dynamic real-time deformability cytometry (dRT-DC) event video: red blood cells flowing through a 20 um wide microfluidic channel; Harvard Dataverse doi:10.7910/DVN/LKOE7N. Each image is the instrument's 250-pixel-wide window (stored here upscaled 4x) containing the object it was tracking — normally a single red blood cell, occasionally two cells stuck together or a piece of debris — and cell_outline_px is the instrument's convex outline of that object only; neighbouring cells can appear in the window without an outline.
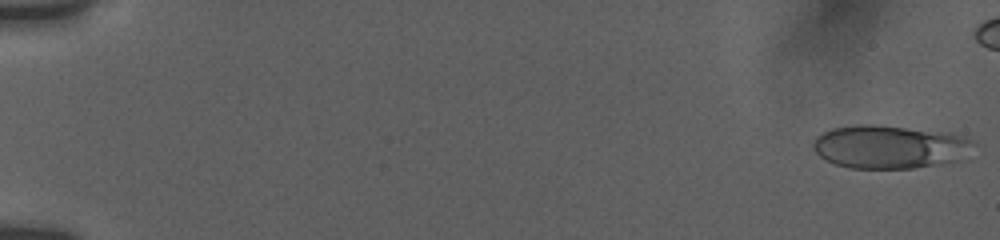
{"species": "human", "species_latin": "Homo sapiens", "temperature_condition": "room temperature", "stored_images_in_passage": 52, "camera_frame_rate_fps": 3000, "um_per_image_px": 0.085, "donor": {"sex": "female"}, "frame": {"image": 1, "passage_image": 1, "time_ms": 0.0, "image_size_px": [1000, 240], "cell_outline_px": [[976, 144], [968, 160], [912, 168], [848, 168], [836, 164], [820, 156], [812, 148], [812, 144], [816, 136], [832, 128], [860, 124], [876, 124], [940, 132], [964, 136], [976, 140]], "centroid_in_image_um": [75.71, 12.49], "position_along_channel_um": 9.3, "area_um2": 40.98}}
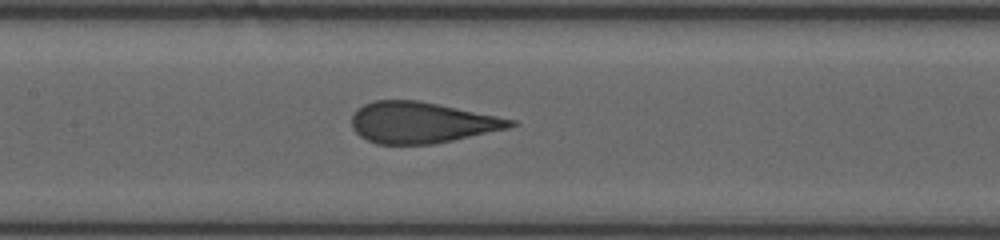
{"frame": {"image": 2, "passage_image": 28, "time_ms": 9.0, "image_size_px": [1000, 240], "cell_outline_px": [[520, 124], [508, 128], [452, 140], [432, 144], [376, 144], [360, 136], [352, 128], [352, 116], [356, 108], [372, 100], [416, 100], [516, 120]], "centroid_in_image_um": [35.79, 10.41], "position_along_channel_um": 171.6, "area_um2": 37.69}}
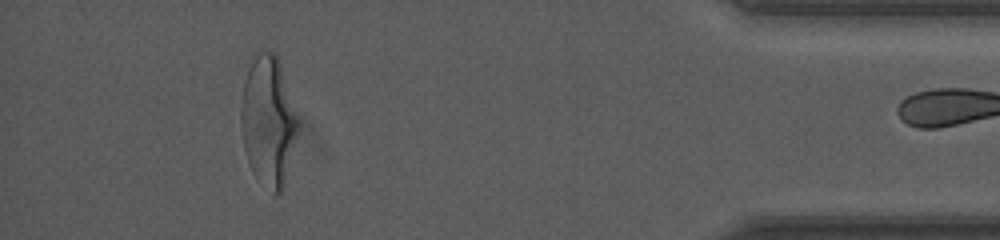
{"frame": {"image": 3, "passage_image": 51, "time_ms": 16.667, "image_size_px": [1000, 240], "cell_outline_px": [[296, 132], [284, 184], [280, 192], [276, 196], [272, 196], [252, 172], [248, 164], [244, 148], [240, 124], [240, 104], [244, 80], [248, 68], [256, 56], [260, 52], [272, 48], [280, 64], [296, 116]], "centroid_in_image_um": [22.73, 10.32], "position_along_channel_um": 412.5, "area_um2": 42.37}}